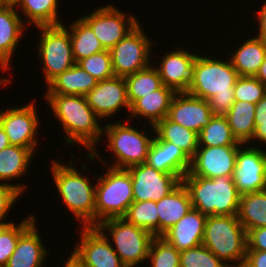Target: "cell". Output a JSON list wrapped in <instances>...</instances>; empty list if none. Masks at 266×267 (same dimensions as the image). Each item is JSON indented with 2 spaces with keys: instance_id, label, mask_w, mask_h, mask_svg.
I'll return each instance as SVG.
<instances>
[{
  "instance_id": "1",
  "label": "cell",
  "mask_w": 266,
  "mask_h": 267,
  "mask_svg": "<svg viewBox=\"0 0 266 267\" xmlns=\"http://www.w3.org/2000/svg\"><path fill=\"white\" fill-rule=\"evenodd\" d=\"M44 98L67 135L64 138L66 144L78 143L84 146V149H89L88 159L92 162L96 158L102 161L103 158L96 152V146L101 140L104 126L99 124L101 118L89 106L86 97L44 94Z\"/></svg>"
},
{
  "instance_id": "2",
  "label": "cell",
  "mask_w": 266,
  "mask_h": 267,
  "mask_svg": "<svg viewBox=\"0 0 266 267\" xmlns=\"http://www.w3.org/2000/svg\"><path fill=\"white\" fill-rule=\"evenodd\" d=\"M197 57L188 94L209 102L213 115L225 116L235 102L234 85L239 77L230 60Z\"/></svg>"
},
{
  "instance_id": "3",
  "label": "cell",
  "mask_w": 266,
  "mask_h": 267,
  "mask_svg": "<svg viewBox=\"0 0 266 267\" xmlns=\"http://www.w3.org/2000/svg\"><path fill=\"white\" fill-rule=\"evenodd\" d=\"M60 162H51V172L64 205L75 215L76 220H80L81 227L95 226L96 184L92 186L89 178L82 175L72 161L68 160L69 164Z\"/></svg>"
},
{
  "instance_id": "4",
  "label": "cell",
  "mask_w": 266,
  "mask_h": 267,
  "mask_svg": "<svg viewBox=\"0 0 266 267\" xmlns=\"http://www.w3.org/2000/svg\"><path fill=\"white\" fill-rule=\"evenodd\" d=\"M182 182L189 191L192 207L204 215H237L241 194L233 176H184Z\"/></svg>"
},
{
  "instance_id": "5",
  "label": "cell",
  "mask_w": 266,
  "mask_h": 267,
  "mask_svg": "<svg viewBox=\"0 0 266 267\" xmlns=\"http://www.w3.org/2000/svg\"><path fill=\"white\" fill-rule=\"evenodd\" d=\"M202 244L228 267H243L247 250V232L237 215L207 216Z\"/></svg>"
},
{
  "instance_id": "6",
  "label": "cell",
  "mask_w": 266,
  "mask_h": 267,
  "mask_svg": "<svg viewBox=\"0 0 266 267\" xmlns=\"http://www.w3.org/2000/svg\"><path fill=\"white\" fill-rule=\"evenodd\" d=\"M95 179V226L106 219L123 218L134 201L129 171L109 166Z\"/></svg>"
},
{
  "instance_id": "7",
  "label": "cell",
  "mask_w": 266,
  "mask_h": 267,
  "mask_svg": "<svg viewBox=\"0 0 266 267\" xmlns=\"http://www.w3.org/2000/svg\"><path fill=\"white\" fill-rule=\"evenodd\" d=\"M128 121L108 123L103 127V135L106 136L108 146L106 150L112 151L115 157L110 162L113 168L127 169L131 166L146 163L149 149L154 136L148 137L147 133L140 132L130 126Z\"/></svg>"
},
{
  "instance_id": "8",
  "label": "cell",
  "mask_w": 266,
  "mask_h": 267,
  "mask_svg": "<svg viewBox=\"0 0 266 267\" xmlns=\"http://www.w3.org/2000/svg\"><path fill=\"white\" fill-rule=\"evenodd\" d=\"M96 227L106 238H110L109 242L115 246L112 248L126 267L138 266L147 261L149 248L155 237L151 232L128 223L124 218L106 219ZM106 231L110 232L109 235Z\"/></svg>"
},
{
  "instance_id": "9",
  "label": "cell",
  "mask_w": 266,
  "mask_h": 267,
  "mask_svg": "<svg viewBox=\"0 0 266 267\" xmlns=\"http://www.w3.org/2000/svg\"><path fill=\"white\" fill-rule=\"evenodd\" d=\"M38 40V54L42 60V72L45 86L59 74L71 68L76 61L73 56L69 30L66 24L54 26H40Z\"/></svg>"
},
{
  "instance_id": "10",
  "label": "cell",
  "mask_w": 266,
  "mask_h": 267,
  "mask_svg": "<svg viewBox=\"0 0 266 267\" xmlns=\"http://www.w3.org/2000/svg\"><path fill=\"white\" fill-rule=\"evenodd\" d=\"M140 24L109 50L115 76L125 78L151 65L152 41Z\"/></svg>"
},
{
  "instance_id": "11",
  "label": "cell",
  "mask_w": 266,
  "mask_h": 267,
  "mask_svg": "<svg viewBox=\"0 0 266 267\" xmlns=\"http://www.w3.org/2000/svg\"><path fill=\"white\" fill-rule=\"evenodd\" d=\"M93 30L104 49L110 50L139 23L136 16L127 15L111 4L99 7L81 17Z\"/></svg>"
},
{
  "instance_id": "12",
  "label": "cell",
  "mask_w": 266,
  "mask_h": 267,
  "mask_svg": "<svg viewBox=\"0 0 266 267\" xmlns=\"http://www.w3.org/2000/svg\"><path fill=\"white\" fill-rule=\"evenodd\" d=\"M34 101L19 108L0 110V125L8 136L11 145L29 149L35 154L38 145L37 130L39 118Z\"/></svg>"
},
{
  "instance_id": "13",
  "label": "cell",
  "mask_w": 266,
  "mask_h": 267,
  "mask_svg": "<svg viewBox=\"0 0 266 267\" xmlns=\"http://www.w3.org/2000/svg\"><path fill=\"white\" fill-rule=\"evenodd\" d=\"M242 144L236 156L233 174L238 192L243 195L266 189V151L260 146Z\"/></svg>"
},
{
  "instance_id": "14",
  "label": "cell",
  "mask_w": 266,
  "mask_h": 267,
  "mask_svg": "<svg viewBox=\"0 0 266 267\" xmlns=\"http://www.w3.org/2000/svg\"><path fill=\"white\" fill-rule=\"evenodd\" d=\"M81 228L80 243H75L72 253L85 267H126L109 239L96 226Z\"/></svg>"
},
{
  "instance_id": "15",
  "label": "cell",
  "mask_w": 266,
  "mask_h": 267,
  "mask_svg": "<svg viewBox=\"0 0 266 267\" xmlns=\"http://www.w3.org/2000/svg\"><path fill=\"white\" fill-rule=\"evenodd\" d=\"M131 175L134 201H159L182 181L174 174L163 173L147 163L127 168Z\"/></svg>"
},
{
  "instance_id": "16",
  "label": "cell",
  "mask_w": 266,
  "mask_h": 267,
  "mask_svg": "<svg viewBox=\"0 0 266 267\" xmlns=\"http://www.w3.org/2000/svg\"><path fill=\"white\" fill-rule=\"evenodd\" d=\"M240 146H198L191 159L189 172L185 176H201L209 179L219 176H233Z\"/></svg>"
},
{
  "instance_id": "17",
  "label": "cell",
  "mask_w": 266,
  "mask_h": 267,
  "mask_svg": "<svg viewBox=\"0 0 266 267\" xmlns=\"http://www.w3.org/2000/svg\"><path fill=\"white\" fill-rule=\"evenodd\" d=\"M89 106L101 118L116 115L120 108L128 113L130 104L127 98V84L125 78L113 76L112 78L98 81L97 85L85 95Z\"/></svg>"
},
{
  "instance_id": "18",
  "label": "cell",
  "mask_w": 266,
  "mask_h": 267,
  "mask_svg": "<svg viewBox=\"0 0 266 267\" xmlns=\"http://www.w3.org/2000/svg\"><path fill=\"white\" fill-rule=\"evenodd\" d=\"M213 113L209 102L188 94L176 93L170 104L167 117L181 126L199 134L211 120Z\"/></svg>"
},
{
  "instance_id": "19",
  "label": "cell",
  "mask_w": 266,
  "mask_h": 267,
  "mask_svg": "<svg viewBox=\"0 0 266 267\" xmlns=\"http://www.w3.org/2000/svg\"><path fill=\"white\" fill-rule=\"evenodd\" d=\"M197 55L185 49H175V51L165 52L157 64V71L162 84L173 89L176 93L187 92L191 81L193 64Z\"/></svg>"
},
{
  "instance_id": "20",
  "label": "cell",
  "mask_w": 266,
  "mask_h": 267,
  "mask_svg": "<svg viewBox=\"0 0 266 267\" xmlns=\"http://www.w3.org/2000/svg\"><path fill=\"white\" fill-rule=\"evenodd\" d=\"M146 163L163 173L174 174L181 181L191 166V160L178 146L161 141L155 134Z\"/></svg>"
},
{
  "instance_id": "21",
  "label": "cell",
  "mask_w": 266,
  "mask_h": 267,
  "mask_svg": "<svg viewBox=\"0 0 266 267\" xmlns=\"http://www.w3.org/2000/svg\"><path fill=\"white\" fill-rule=\"evenodd\" d=\"M207 216L195 208L183 216L161 237L179 252L202 244Z\"/></svg>"
},
{
  "instance_id": "22",
  "label": "cell",
  "mask_w": 266,
  "mask_h": 267,
  "mask_svg": "<svg viewBox=\"0 0 266 267\" xmlns=\"http://www.w3.org/2000/svg\"><path fill=\"white\" fill-rule=\"evenodd\" d=\"M14 4L0 6V68L9 70L22 34L27 27Z\"/></svg>"
},
{
  "instance_id": "23",
  "label": "cell",
  "mask_w": 266,
  "mask_h": 267,
  "mask_svg": "<svg viewBox=\"0 0 266 267\" xmlns=\"http://www.w3.org/2000/svg\"><path fill=\"white\" fill-rule=\"evenodd\" d=\"M36 221L19 237L6 267H43L48 251L43 245ZM45 246V247H44Z\"/></svg>"
},
{
  "instance_id": "24",
  "label": "cell",
  "mask_w": 266,
  "mask_h": 267,
  "mask_svg": "<svg viewBox=\"0 0 266 267\" xmlns=\"http://www.w3.org/2000/svg\"><path fill=\"white\" fill-rule=\"evenodd\" d=\"M175 94L176 92L173 89L162 85L159 89L137 99L130 106L128 116L130 115L131 117L126 118V120H132L133 117L141 116L151 123L149 125L153 129L158 122L167 117Z\"/></svg>"
},
{
  "instance_id": "25",
  "label": "cell",
  "mask_w": 266,
  "mask_h": 267,
  "mask_svg": "<svg viewBox=\"0 0 266 267\" xmlns=\"http://www.w3.org/2000/svg\"><path fill=\"white\" fill-rule=\"evenodd\" d=\"M156 206L159 217V236H162L193 208L189 191L183 182L157 201Z\"/></svg>"
},
{
  "instance_id": "26",
  "label": "cell",
  "mask_w": 266,
  "mask_h": 267,
  "mask_svg": "<svg viewBox=\"0 0 266 267\" xmlns=\"http://www.w3.org/2000/svg\"><path fill=\"white\" fill-rule=\"evenodd\" d=\"M98 80L77 63L54 78L45 88L44 94L80 95L88 94Z\"/></svg>"
},
{
  "instance_id": "27",
  "label": "cell",
  "mask_w": 266,
  "mask_h": 267,
  "mask_svg": "<svg viewBox=\"0 0 266 267\" xmlns=\"http://www.w3.org/2000/svg\"><path fill=\"white\" fill-rule=\"evenodd\" d=\"M33 153L24 147L10 145L0 151V184L11 185L21 193L25 192V184H10L8 180H17L23 177L29 169ZM2 181V182H1ZM6 181V182H5ZM4 182V183H3Z\"/></svg>"
},
{
  "instance_id": "28",
  "label": "cell",
  "mask_w": 266,
  "mask_h": 267,
  "mask_svg": "<svg viewBox=\"0 0 266 267\" xmlns=\"http://www.w3.org/2000/svg\"><path fill=\"white\" fill-rule=\"evenodd\" d=\"M241 44L228 58L239 76H255L266 57V43L255 36Z\"/></svg>"
},
{
  "instance_id": "29",
  "label": "cell",
  "mask_w": 266,
  "mask_h": 267,
  "mask_svg": "<svg viewBox=\"0 0 266 267\" xmlns=\"http://www.w3.org/2000/svg\"><path fill=\"white\" fill-rule=\"evenodd\" d=\"M161 141H168L178 146L191 160L198 149V134L181 126L168 117L158 122L153 130Z\"/></svg>"
},
{
  "instance_id": "30",
  "label": "cell",
  "mask_w": 266,
  "mask_h": 267,
  "mask_svg": "<svg viewBox=\"0 0 266 267\" xmlns=\"http://www.w3.org/2000/svg\"><path fill=\"white\" fill-rule=\"evenodd\" d=\"M256 104L247 101H235L225 115L233 136L241 144L252 142L255 132Z\"/></svg>"
},
{
  "instance_id": "31",
  "label": "cell",
  "mask_w": 266,
  "mask_h": 267,
  "mask_svg": "<svg viewBox=\"0 0 266 267\" xmlns=\"http://www.w3.org/2000/svg\"><path fill=\"white\" fill-rule=\"evenodd\" d=\"M16 8H20L26 20V26H54L63 24L58 17V0H16ZM28 24V25H27Z\"/></svg>"
},
{
  "instance_id": "32",
  "label": "cell",
  "mask_w": 266,
  "mask_h": 267,
  "mask_svg": "<svg viewBox=\"0 0 266 267\" xmlns=\"http://www.w3.org/2000/svg\"><path fill=\"white\" fill-rule=\"evenodd\" d=\"M237 218L247 233L266 227V189L241 195Z\"/></svg>"
},
{
  "instance_id": "33",
  "label": "cell",
  "mask_w": 266,
  "mask_h": 267,
  "mask_svg": "<svg viewBox=\"0 0 266 267\" xmlns=\"http://www.w3.org/2000/svg\"><path fill=\"white\" fill-rule=\"evenodd\" d=\"M68 26L76 63L92 54L105 50L92 28L82 18H77Z\"/></svg>"
},
{
  "instance_id": "34",
  "label": "cell",
  "mask_w": 266,
  "mask_h": 267,
  "mask_svg": "<svg viewBox=\"0 0 266 267\" xmlns=\"http://www.w3.org/2000/svg\"><path fill=\"white\" fill-rule=\"evenodd\" d=\"M148 67L126 76L127 98L130 106L139 98L159 89L163 84L156 66Z\"/></svg>"
},
{
  "instance_id": "35",
  "label": "cell",
  "mask_w": 266,
  "mask_h": 267,
  "mask_svg": "<svg viewBox=\"0 0 266 267\" xmlns=\"http://www.w3.org/2000/svg\"><path fill=\"white\" fill-rule=\"evenodd\" d=\"M242 145L233 136L225 116L213 115L210 122L198 134V146Z\"/></svg>"
},
{
  "instance_id": "36",
  "label": "cell",
  "mask_w": 266,
  "mask_h": 267,
  "mask_svg": "<svg viewBox=\"0 0 266 267\" xmlns=\"http://www.w3.org/2000/svg\"><path fill=\"white\" fill-rule=\"evenodd\" d=\"M128 223L159 236V217L155 201H133L123 217Z\"/></svg>"
},
{
  "instance_id": "37",
  "label": "cell",
  "mask_w": 266,
  "mask_h": 267,
  "mask_svg": "<svg viewBox=\"0 0 266 267\" xmlns=\"http://www.w3.org/2000/svg\"><path fill=\"white\" fill-rule=\"evenodd\" d=\"M34 215H28L17 225L12 223L0 226V267H6L13 254L19 237L36 221Z\"/></svg>"
},
{
  "instance_id": "38",
  "label": "cell",
  "mask_w": 266,
  "mask_h": 267,
  "mask_svg": "<svg viewBox=\"0 0 266 267\" xmlns=\"http://www.w3.org/2000/svg\"><path fill=\"white\" fill-rule=\"evenodd\" d=\"M180 252L161 236L154 237L147 260L151 267H180Z\"/></svg>"
},
{
  "instance_id": "39",
  "label": "cell",
  "mask_w": 266,
  "mask_h": 267,
  "mask_svg": "<svg viewBox=\"0 0 266 267\" xmlns=\"http://www.w3.org/2000/svg\"><path fill=\"white\" fill-rule=\"evenodd\" d=\"M180 267H228L203 244L180 252Z\"/></svg>"
},
{
  "instance_id": "40",
  "label": "cell",
  "mask_w": 266,
  "mask_h": 267,
  "mask_svg": "<svg viewBox=\"0 0 266 267\" xmlns=\"http://www.w3.org/2000/svg\"><path fill=\"white\" fill-rule=\"evenodd\" d=\"M77 64L98 81L115 76L112 68L111 54L107 49L92 54L80 60Z\"/></svg>"
},
{
  "instance_id": "41",
  "label": "cell",
  "mask_w": 266,
  "mask_h": 267,
  "mask_svg": "<svg viewBox=\"0 0 266 267\" xmlns=\"http://www.w3.org/2000/svg\"><path fill=\"white\" fill-rule=\"evenodd\" d=\"M266 94V86L255 76H239L234 85L235 101L256 104Z\"/></svg>"
},
{
  "instance_id": "42",
  "label": "cell",
  "mask_w": 266,
  "mask_h": 267,
  "mask_svg": "<svg viewBox=\"0 0 266 267\" xmlns=\"http://www.w3.org/2000/svg\"><path fill=\"white\" fill-rule=\"evenodd\" d=\"M22 193L15 187L6 184H0V226L7 225L12 222H4L7 213L14 206V203Z\"/></svg>"
},
{
  "instance_id": "43",
  "label": "cell",
  "mask_w": 266,
  "mask_h": 267,
  "mask_svg": "<svg viewBox=\"0 0 266 267\" xmlns=\"http://www.w3.org/2000/svg\"><path fill=\"white\" fill-rule=\"evenodd\" d=\"M247 250L266 251V227L254 228L247 233Z\"/></svg>"
},
{
  "instance_id": "44",
  "label": "cell",
  "mask_w": 266,
  "mask_h": 267,
  "mask_svg": "<svg viewBox=\"0 0 266 267\" xmlns=\"http://www.w3.org/2000/svg\"><path fill=\"white\" fill-rule=\"evenodd\" d=\"M243 267H266V251L246 250Z\"/></svg>"
},
{
  "instance_id": "45",
  "label": "cell",
  "mask_w": 266,
  "mask_h": 267,
  "mask_svg": "<svg viewBox=\"0 0 266 267\" xmlns=\"http://www.w3.org/2000/svg\"><path fill=\"white\" fill-rule=\"evenodd\" d=\"M258 21V35H256L258 38L262 39L266 43V1L263 2L261 9L258 10L256 13Z\"/></svg>"
},
{
  "instance_id": "46",
  "label": "cell",
  "mask_w": 266,
  "mask_h": 267,
  "mask_svg": "<svg viewBox=\"0 0 266 267\" xmlns=\"http://www.w3.org/2000/svg\"><path fill=\"white\" fill-rule=\"evenodd\" d=\"M255 132L252 141H259L262 144H266V121H254Z\"/></svg>"
},
{
  "instance_id": "47",
  "label": "cell",
  "mask_w": 266,
  "mask_h": 267,
  "mask_svg": "<svg viewBox=\"0 0 266 267\" xmlns=\"http://www.w3.org/2000/svg\"><path fill=\"white\" fill-rule=\"evenodd\" d=\"M254 121H266V94L256 103Z\"/></svg>"
},
{
  "instance_id": "48",
  "label": "cell",
  "mask_w": 266,
  "mask_h": 267,
  "mask_svg": "<svg viewBox=\"0 0 266 267\" xmlns=\"http://www.w3.org/2000/svg\"><path fill=\"white\" fill-rule=\"evenodd\" d=\"M68 257L69 258H67L64 267H85L83 263L72 252Z\"/></svg>"
},
{
  "instance_id": "49",
  "label": "cell",
  "mask_w": 266,
  "mask_h": 267,
  "mask_svg": "<svg viewBox=\"0 0 266 267\" xmlns=\"http://www.w3.org/2000/svg\"><path fill=\"white\" fill-rule=\"evenodd\" d=\"M255 77L266 86V57L259 67V70L256 73Z\"/></svg>"
},
{
  "instance_id": "50",
  "label": "cell",
  "mask_w": 266,
  "mask_h": 267,
  "mask_svg": "<svg viewBox=\"0 0 266 267\" xmlns=\"http://www.w3.org/2000/svg\"><path fill=\"white\" fill-rule=\"evenodd\" d=\"M8 136L6 135L3 127L0 125V151L10 146Z\"/></svg>"
},
{
  "instance_id": "51",
  "label": "cell",
  "mask_w": 266,
  "mask_h": 267,
  "mask_svg": "<svg viewBox=\"0 0 266 267\" xmlns=\"http://www.w3.org/2000/svg\"><path fill=\"white\" fill-rule=\"evenodd\" d=\"M2 78H3V77L0 78V85H1V84H2V85H3V84L5 85V84H7V83L10 84L11 80L7 79L6 77L3 78V79H2Z\"/></svg>"
},
{
  "instance_id": "52",
  "label": "cell",
  "mask_w": 266,
  "mask_h": 267,
  "mask_svg": "<svg viewBox=\"0 0 266 267\" xmlns=\"http://www.w3.org/2000/svg\"><path fill=\"white\" fill-rule=\"evenodd\" d=\"M11 4L8 0H0V6H6Z\"/></svg>"
},
{
  "instance_id": "53",
  "label": "cell",
  "mask_w": 266,
  "mask_h": 267,
  "mask_svg": "<svg viewBox=\"0 0 266 267\" xmlns=\"http://www.w3.org/2000/svg\"><path fill=\"white\" fill-rule=\"evenodd\" d=\"M11 4H14L16 0H8Z\"/></svg>"
}]
</instances>
